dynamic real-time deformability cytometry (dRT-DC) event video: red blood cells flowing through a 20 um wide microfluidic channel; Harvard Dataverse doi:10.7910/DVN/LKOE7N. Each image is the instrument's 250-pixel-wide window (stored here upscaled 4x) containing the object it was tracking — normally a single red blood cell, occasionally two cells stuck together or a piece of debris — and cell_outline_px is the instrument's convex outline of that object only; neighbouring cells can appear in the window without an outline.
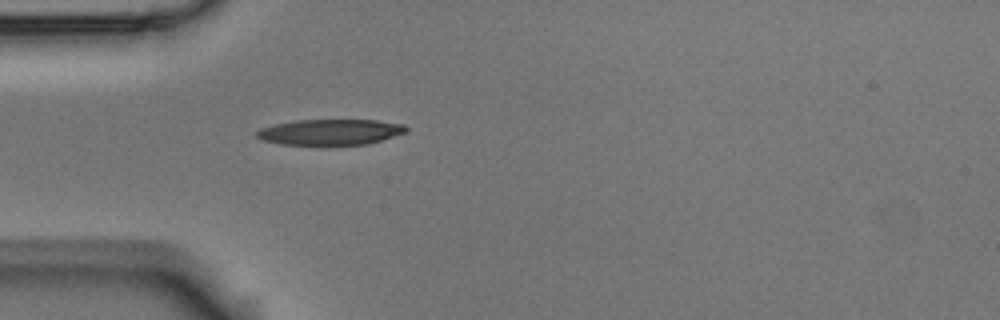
{"species": "Egyptian fruit bat (a non-hibernating species)", "species_latin": "Rousettus aegyptiacus", "temperature_condition": "room temperature", "stored_images_in_passage": 1, "camera_frame_rate_fps": 3000, "um_per_image_px": 0.085, "animal": {"sex": "male"}, "frame": {"image": 1, "passage_image": 1, "time_ms": 0.0, "image_size_px": [1000, 320], "cell_outline_px": [[408, 132], [368, 144], [280, 144], [264, 140], [256, 136], [256, 132], [260, 128], [276, 124], [296, 120], [376, 120], [404, 124], [408, 128]], "centroid_in_image_um": [28.12, 11.21], "position_along_channel_um": 56.9, "area_um2": 22.2}}